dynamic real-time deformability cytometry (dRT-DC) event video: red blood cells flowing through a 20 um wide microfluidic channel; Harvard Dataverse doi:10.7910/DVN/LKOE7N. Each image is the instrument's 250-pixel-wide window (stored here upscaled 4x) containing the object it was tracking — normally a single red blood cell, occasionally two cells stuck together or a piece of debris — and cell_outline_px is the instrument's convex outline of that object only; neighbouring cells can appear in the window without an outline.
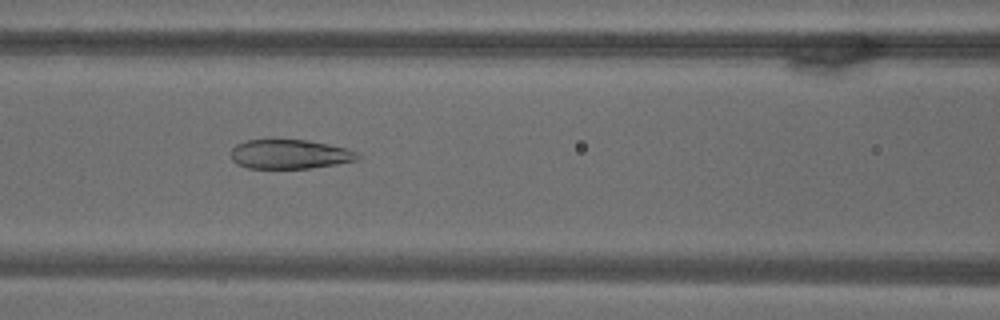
{"species": "common noctule bat (a hibernating species)", "species_latin": "Nyctalus noctula", "temperature_condition": "warm", "stored_images_in_passage": 69, "camera_frame_rate_fps": 3000, "um_per_image_px": 0.085, "animal": {"sex": "male", "body_mass_g": 18.8}, "frame": {"image": 1, "passage_image": 30, "time_ms": 9.667, "image_size_px": [1000, 320], "cell_outline_px": [[360, 156], [356, 160], [336, 164], [308, 168], [248, 168], [236, 164], [232, 160], [232, 148], [236, 144], [244, 140], [304, 140], [328, 144], [348, 148], [356, 152]], "centroid_in_image_um": [24.61, 13.11], "position_along_channel_um": 142.0, "area_um2": 21.5}}
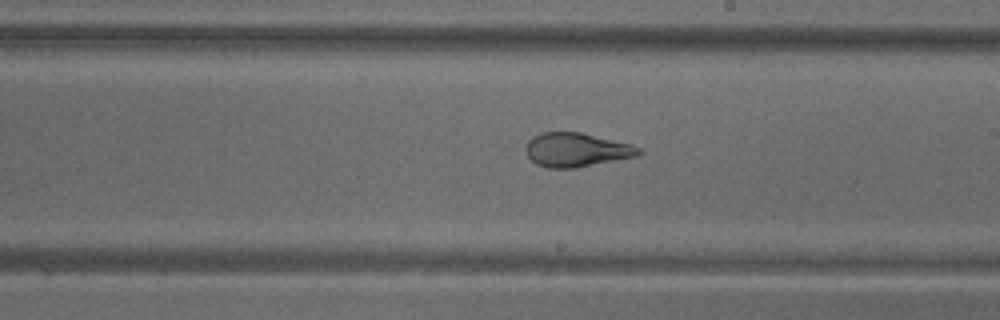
{"frame": {"image": 2, "passage_image": 40, "time_ms": 13.0, "image_size_px": [1000, 320], "cell_outline_px": [[644, 152], [636, 156], [576, 168], [548, 168], [536, 164], [528, 156], [524, 148], [528, 140], [532, 136], [540, 132], [580, 132], [632, 144], [640, 148]], "centroid_in_image_um": [48.97, 12.73], "position_along_channel_um": 240.0, "area_um2": 22.48}}
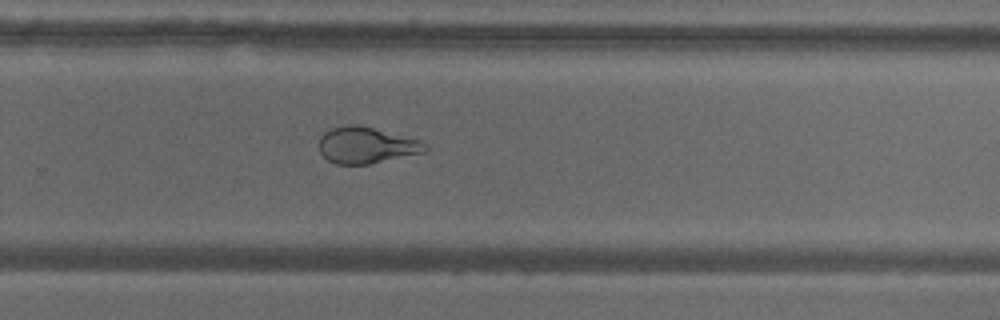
{"frame": {"image": 3, "passage_image": 46, "time_ms": 15.0, "image_size_px": [1000, 320], "cell_outline_px": [[428, 148], [424, 152], [368, 164], [336, 164], [328, 160], [320, 152], [320, 136], [324, 132], [332, 128], [348, 124], [356, 124], [420, 140], [428, 144]], "centroid_in_image_um": [31.13, 12.34], "position_along_channel_um": 298.7, "area_um2": 22.2}}